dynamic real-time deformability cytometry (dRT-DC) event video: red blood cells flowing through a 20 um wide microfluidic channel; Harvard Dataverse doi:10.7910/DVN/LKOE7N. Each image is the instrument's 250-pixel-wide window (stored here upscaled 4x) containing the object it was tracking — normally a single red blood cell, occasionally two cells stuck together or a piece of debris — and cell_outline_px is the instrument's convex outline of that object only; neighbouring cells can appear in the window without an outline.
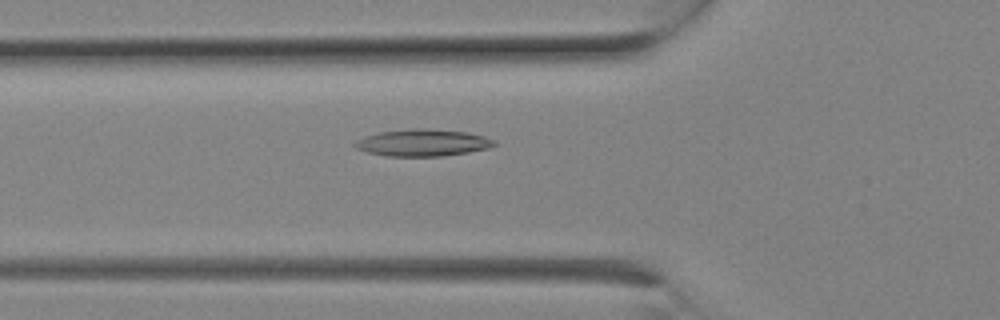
{"species": "Egyptian fruit bat (a non-hibernating species)", "species_latin": "Rousettus aegyptiacus", "temperature_condition": "room temperature", "stored_images_in_passage": 3, "camera_frame_rate_fps": 3000, "um_per_image_px": 0.085, "animal": {"sex": "female"}, "frame": {"image": 1, "passage_image": 3, "time_ms": 0.667, "image_size_px": [1000, 320], "cell_outline_px": [[496, 144], [488, 148], [468, 152], [444, 156], [388, 156], [368, 152], [356, 148], [352, 144], [356, 140], [380, 132], [412, 128], [416, 128], [468, 132], [484, 136], [496, 140]], "centroid_in_image_um": [35.95, 12.13], "position_along_channel_um": 89.8, "area_um2": 21.68}}